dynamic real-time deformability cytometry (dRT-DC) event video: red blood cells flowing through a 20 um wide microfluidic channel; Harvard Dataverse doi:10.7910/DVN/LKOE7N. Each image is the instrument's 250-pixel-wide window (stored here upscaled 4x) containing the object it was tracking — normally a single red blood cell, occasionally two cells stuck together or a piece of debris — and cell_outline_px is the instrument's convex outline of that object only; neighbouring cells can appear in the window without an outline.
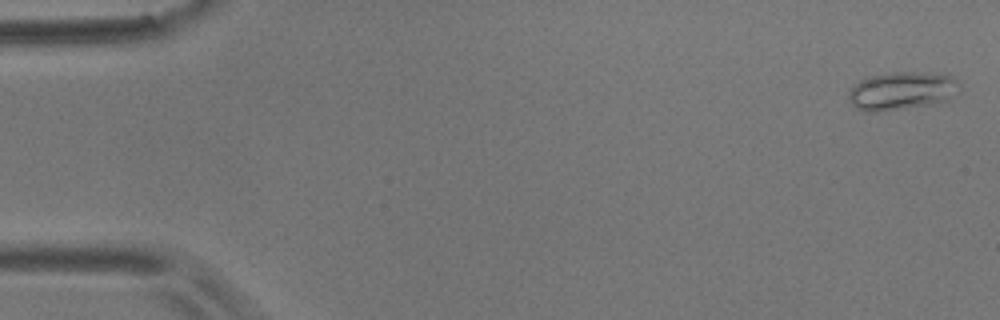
{"species": "common noctule bat (a hibernating species)", "species_latin": "Nyctalus noctula", "temperature_condition": "room temperature", "stored_images_in_passage": 5, "camera_frame_rate_fps": 3000, "um_per_image_px": 0.085, "animal": {"sex": "male", "body_mass_g": 17.9}, "frame": {"image": 1, "passage_image": 1, "time_ms": 0.0, "image_size_px": [1000, 320], "cell_outline_px": [[956, 80], [948, 100], [876, 112], [868, 112], [856, 108], [852, 104], [848, 96], [848, 92], [860, 80], [872, 76], [888, 72], [948, 72]], "centroid_in_image_um": [76.57, 7.68], "position_along_channel_um": 8.4, "area_um2": 23.93}}